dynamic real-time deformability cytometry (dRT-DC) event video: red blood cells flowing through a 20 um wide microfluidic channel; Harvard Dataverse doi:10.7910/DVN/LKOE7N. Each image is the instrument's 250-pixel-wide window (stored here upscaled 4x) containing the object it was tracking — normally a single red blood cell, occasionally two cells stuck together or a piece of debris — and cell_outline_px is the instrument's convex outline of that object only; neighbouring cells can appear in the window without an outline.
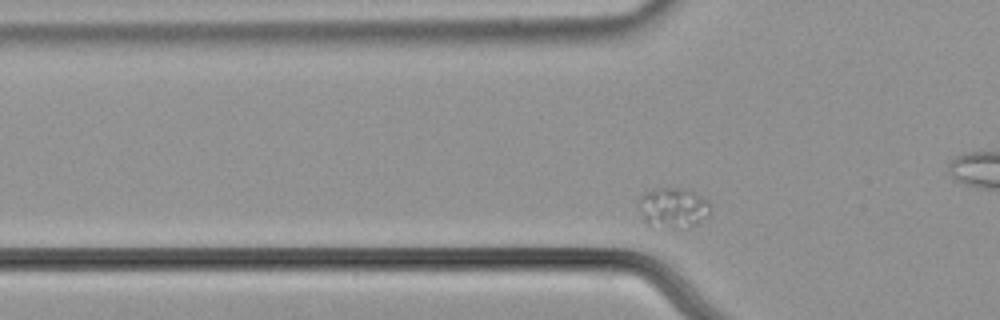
{"species": "common noctule bat (a hibernating species)", "species_latin": "Nyctalus noctula", "temperature_condition": "cold", "stored_images_in_passage": 36, "camera_frame_rate_fps": 3000, "um_per_image_px": 0.085, "animal": {"sex": "male", "body_mass_g": 21.5, "forearm_length_mm": 52.0}, "frame": {"image": 1, "passage_image": 3, "time_ms": 0.667, "image_size_px": [1000, 320], "cell_outline_px": [[712, 208], [708, 216], [692, 224], [652, 228], [648, 224], [644, 216], [640, 200], [640, 196], [644, 192], [652, 188], [684, 188], [708, 200]], "centroid_in_image_um": [57.23, 17.61], "position_along_channel_um": 68.6, "area_um2": 16.18}}
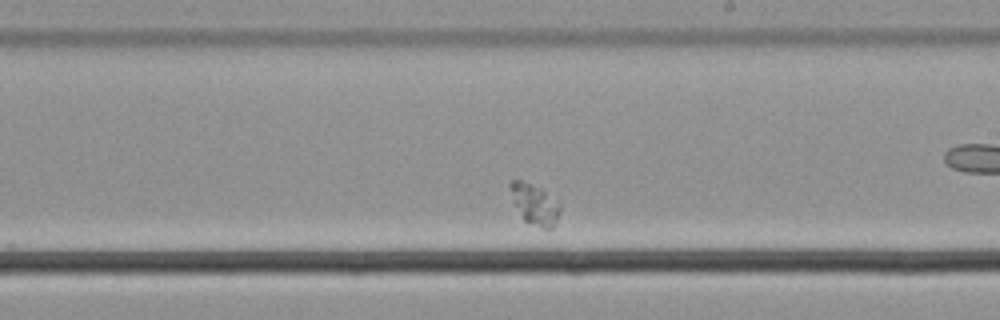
{"frame": {"image": 2, "passage_image": 19, "time_ms": 6.0, "image_size_px": [1000, 320], "cell_outline_px": [[560, 212], [556, 224], [552, 228], [544, 228], [524, 220], [516, 204], [508, 184], [512, 180], [520, 180], [540, 188], [560, 200]], "centroid_in_image_um": [45.52, 17.35], "position_along_channel_um": 243.5, "area_um2": 11.56}}
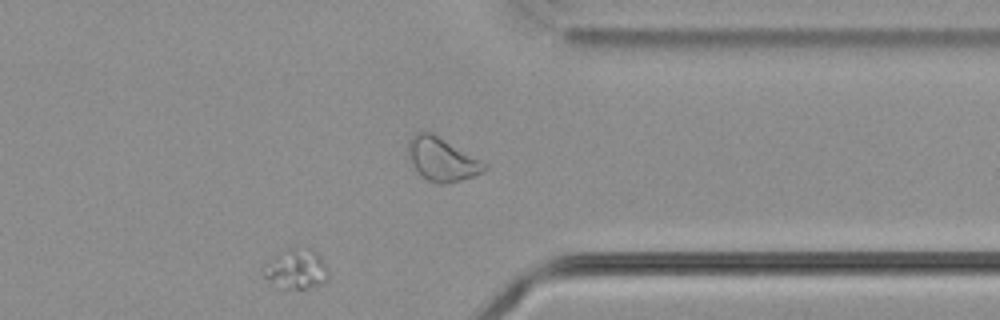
{"frame": {"image": 3, "passage_image": 33, "time_ms": 10.667, "image_size_px": [1000, 320], "cell_outline_px": [[328, 280], [320, 284], [308, 288], [284, 288], [264, 276], [260, 272], [260, 268], [276, 256], [308, 248], [312, 248], [320, 256], [328, 272]], "centroid_in_image_um": [25.2, 22.92], "position_along_channel_um": 386.2, "area_um2": 14.16}}